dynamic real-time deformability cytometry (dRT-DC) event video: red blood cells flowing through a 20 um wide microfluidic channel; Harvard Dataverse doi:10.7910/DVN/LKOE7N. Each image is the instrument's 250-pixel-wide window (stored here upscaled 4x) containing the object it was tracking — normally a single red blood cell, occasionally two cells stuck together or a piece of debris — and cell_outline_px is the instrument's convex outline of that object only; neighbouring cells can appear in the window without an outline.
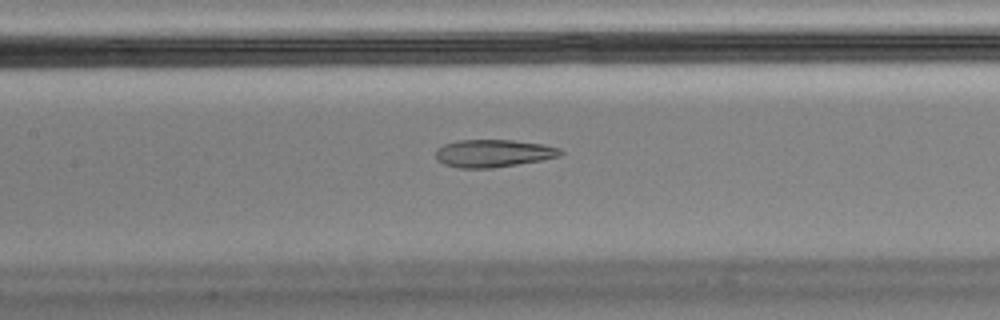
{"species": "Egyptian fruit bat (a non-hibernating species)", "species_latin": "Rousettus aegyptiacus", "temperature_condition": "cold", "stored_images_in_passage": 45, "camera_frame_rate_fps": 3000, "um_per_image_px": 0.085, "animal": {"sex": "male"}, "frame": {"image": 1, "passage_image": 14, "time_ms": 4.333, "image_size_px": [1000, 320], "cell_outline_px": [[564, 152], [560, 156], [540, 160], [492, 168], [460, 168], [444, 164], [436, 160], [436, 148], [444, 144], [460, 140], [512, 140], [544, 144], [560, 148]], "centroid_in_image_um": [41.92, 13.02], "position_along_channel_um": 165.5, "area_um2": 20.06}}
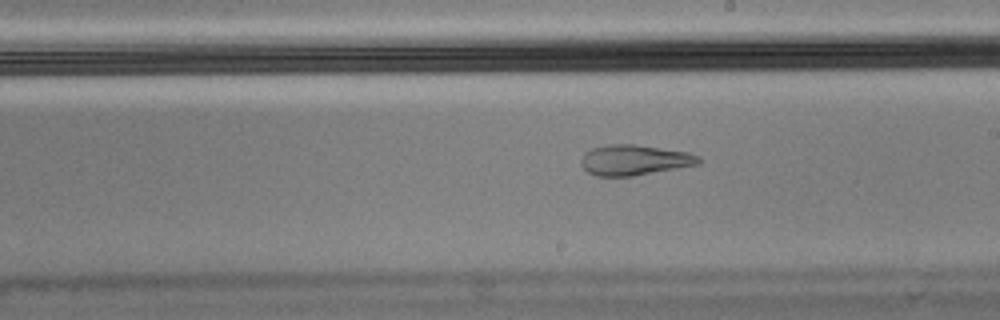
{"frame": {"image": 2, "passage_image": 20, "time_ms": 6.333, "image_size_px": [1000, 320], "cell_outline_px": [[700, 164], [632, 176], [596, 176], [588, 172], [580, 164], [580, 160], [584, 152], [592, 148], [608, 144], [636, 144], [688, 152], [700, 156]], "centroid_in_image_um": [53.9, 13.59], "position_along_channel_um": 235.1, "area_um2": 20.92}, "authors_computed_cell_mechanics": {"area_um2": 21.7906, "velocity_mm_per_s": 3.4959, "shape_relaxation_time_tau1_ms": null, "shape_relaxation_time_tau2_ms": 3.1138, "deformation_change_tau1": null, "deformation_change_tau2": 0.0924}}